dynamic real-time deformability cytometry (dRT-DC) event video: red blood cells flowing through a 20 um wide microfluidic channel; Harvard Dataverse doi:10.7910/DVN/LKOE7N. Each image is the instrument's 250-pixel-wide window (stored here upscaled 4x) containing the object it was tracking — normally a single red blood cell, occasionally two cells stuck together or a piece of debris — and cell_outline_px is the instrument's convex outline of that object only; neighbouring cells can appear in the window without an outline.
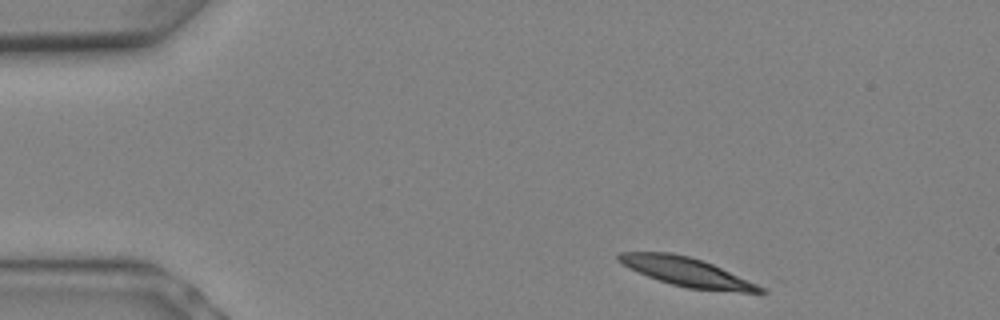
{"species": "Egyptian fruit bat (a non-hibernating species)", "species_latin": "Rousettus aegyptiacus", "temperature_condition": "warm", "stored_images_in_passage": 4, "camera_frame_rate_fps": 3000, "um_per_image_px": 0.085, "animal": {"sex": "female"}, "frame": {"image": 1, "passage_image": 1, "time_ms": 0.0, "image_size_px": [1000, 320], "cell_outline_px": [[768, 292], [740, 292], [688, 288], [672, 284], [648, 276], [616, 260], [616, 256], [620, 252], [672, 252], [704, 260], [756, 284], [764, 288]], "centroid_in_image_um": [58.36, 23.1], "position_along_channel_um": 26.6, "area_um2": 23.29}}